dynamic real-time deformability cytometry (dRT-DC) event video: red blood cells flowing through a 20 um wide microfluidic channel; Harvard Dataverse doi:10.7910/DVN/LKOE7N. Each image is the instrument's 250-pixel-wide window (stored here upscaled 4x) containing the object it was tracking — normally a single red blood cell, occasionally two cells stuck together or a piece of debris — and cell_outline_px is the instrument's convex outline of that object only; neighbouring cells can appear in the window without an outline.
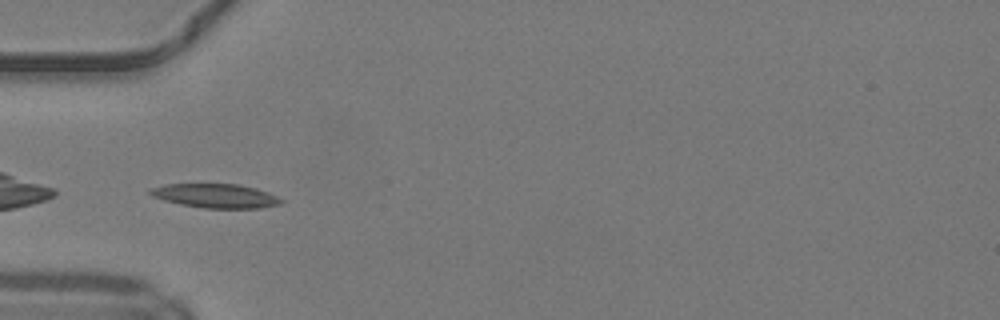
{"species": "common noctule bat (a hibernating species)", "species_latin": "Nyctalus noctula", "temperature_condition": "warm", "stored_images_in_passage": 29, "camera_frame_rate_fps": 3000, "um_per_image_px": 0.085, "animal": {"sex": "male", "body_mass_g": 19.2, "forearm_length_mm": 51.8}, "frame": {"image": 1, "passage_image": 1, "time_ms": 0.0, "image_size_px": [1000, 320], "cell_outline_px": [[284, 200], [280, 204], [260, 208], [204, 208], [180, 204], [164, 200], [152, 196], [148, 192], [152, 188], [164, 184], [240, 184], [256, 188], [268, 192]], "centroid_in_image_um": [18.34, 16.64], "position_along_channel_um": 66.7, "area_um2": 18.32}, "authors_computed_cell_mechanics": {"area_um2": 16.9354, "velocity_mm_per_s": 4.2205, "shape_relaxation_time_tau1_ms": null, "shape_relaxation_time_tau2_ms": 5.6108, "deformation_change_tau1": null, "deformation_change_tau2": 0.1145}}